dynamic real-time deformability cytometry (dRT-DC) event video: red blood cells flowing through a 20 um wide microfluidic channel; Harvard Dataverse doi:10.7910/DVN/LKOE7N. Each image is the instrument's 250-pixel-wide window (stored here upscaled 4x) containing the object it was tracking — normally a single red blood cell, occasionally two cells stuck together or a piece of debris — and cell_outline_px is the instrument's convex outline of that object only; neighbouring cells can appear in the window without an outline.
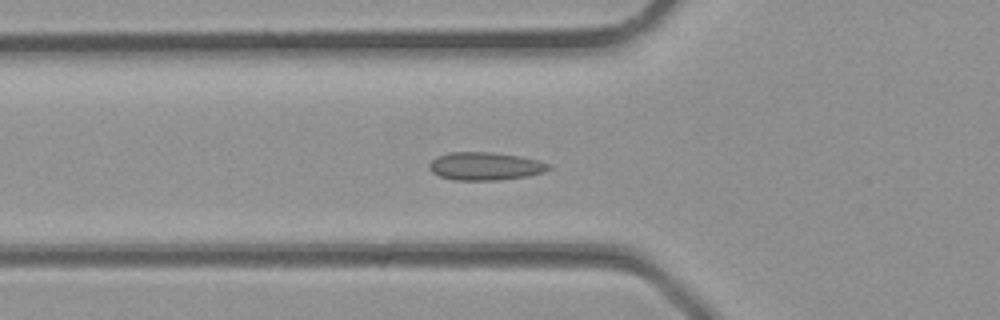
{"species": "common noctule bat (a hibernating species)", "species_latin": "Nyctalus noctula", "temperature_condition": "room temperature", "stored_images_in_passage": 34, "camera_frame_rate_fps": 3000, "um_per_image_px": 0.085, "animal": {"sex": "male", "body_mass_g": 23.1, "forearm_length_mm": 52.7}, "frame": {"image": 1, "passage_image": 12, "time_ms": 3.667, "image_size_px": [1000, 320], "cell_outline_px": [[552, 168], [544, 172], [528, 176], [496, 180], [456, 180], [440, 176], [432, 172], [428, 168], [428, 164], [436, 156], [448, 152], [492, 152], [520, 156], [540, 160], [552, 164]], "centroid_in_image_um": [41.26, 14.11], "position_along_channel_um": 84.5, "area_um2": 19.71}}
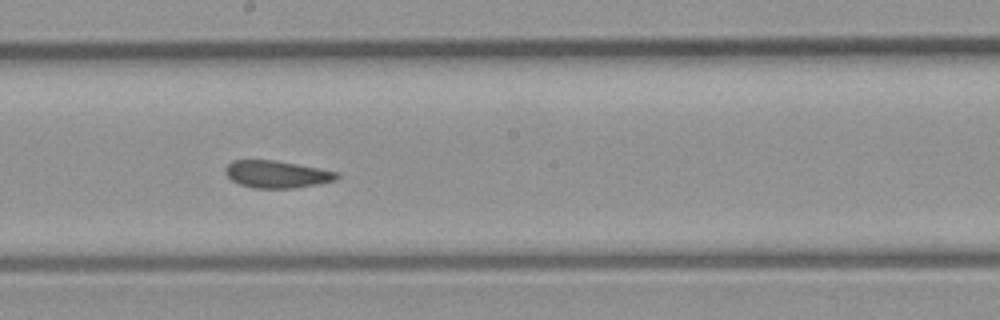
{"frame": {"image": 2, "passage_image": 19, "time_ms": 6.0, "image_size_px": [1000, 320], "cell_outline_px": [[340, 176], [336, 180], [320, 184], [296, 188], [252, 188], [240, 184], [232, 180], [224, 172], [224, 168], [232, 160], [272, 160], [320, 168], [340, 172]], "centroid_in_image_um": [23.56, 14.82], "position_along_channel_um": 224.6, "area_um2": 17.86}}
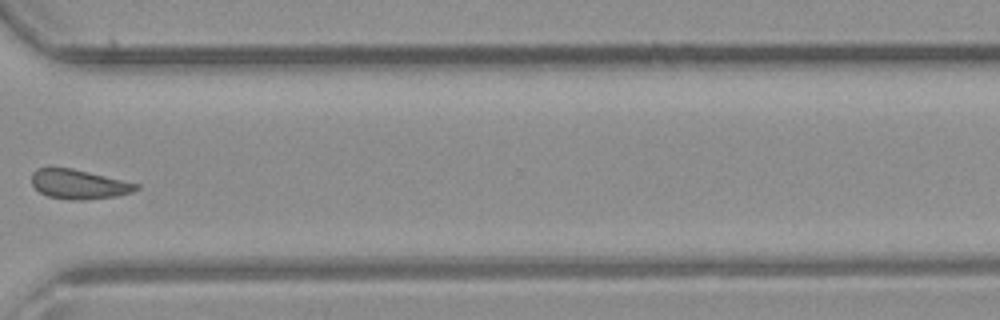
{"frame": {"image": 3, "passage_image": 26, "time_ms": 8.333, "image_size_px": [1000, 320], "cell_outline_px": [[140, 188], [132, 192], [116, 196], [84, 200], [72, 200], [48, 196], [40, 192], [32, 184], [32, 172], [36, 168], [72, 168], [124, 180], [140, 184]], "centroid_in_image_um": [6.72, 15.66], "position_along_channel_um": 363.9, "area_um2": 17.92}}